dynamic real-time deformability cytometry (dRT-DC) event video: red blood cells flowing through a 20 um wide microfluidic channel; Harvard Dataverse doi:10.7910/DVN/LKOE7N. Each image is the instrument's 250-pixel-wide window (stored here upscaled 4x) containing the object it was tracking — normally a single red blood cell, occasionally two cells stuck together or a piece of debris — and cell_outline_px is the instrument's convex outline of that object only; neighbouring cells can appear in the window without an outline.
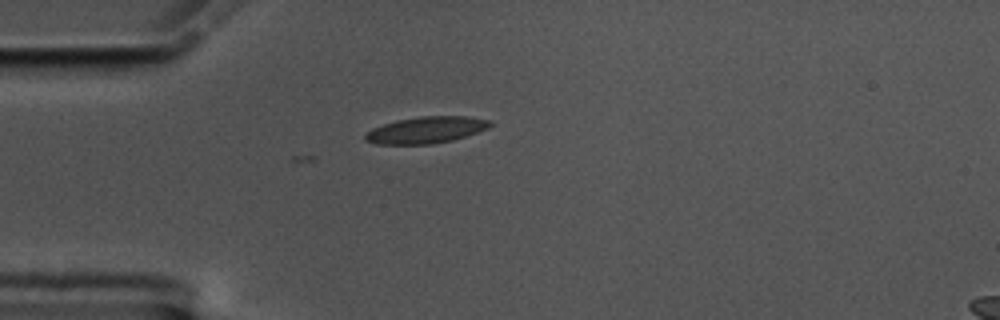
{"species": "common noctule bat (a hibernating species)", "species_latin": "Nyctalus noctula", "temperature_condition": "cold", "stored_images_in_passage": 2, "camera_frame_rate_fps": 3000, "um_per_image_px": 0.085, "animal": {"sex": "male", "body_mass_g": 17.5, "forearm_length_mm": 52.3}, "frame": {"image": 1, "passage_image": 2, "time_ms": 0.333, "image_size_px": [1000, 320], "cell_outline_px": [[492, 124], [488, 128], [452, 140], [432, 144], [376, 144], [364, 140], [364, 136], [372, 128], [396, 120], [420, 116], [468, 116], [492, 120]], "centroid_in_image_um": [36.22, 11.04], "position_along_channel_um": 48.8, "area_um2": 19.31}}